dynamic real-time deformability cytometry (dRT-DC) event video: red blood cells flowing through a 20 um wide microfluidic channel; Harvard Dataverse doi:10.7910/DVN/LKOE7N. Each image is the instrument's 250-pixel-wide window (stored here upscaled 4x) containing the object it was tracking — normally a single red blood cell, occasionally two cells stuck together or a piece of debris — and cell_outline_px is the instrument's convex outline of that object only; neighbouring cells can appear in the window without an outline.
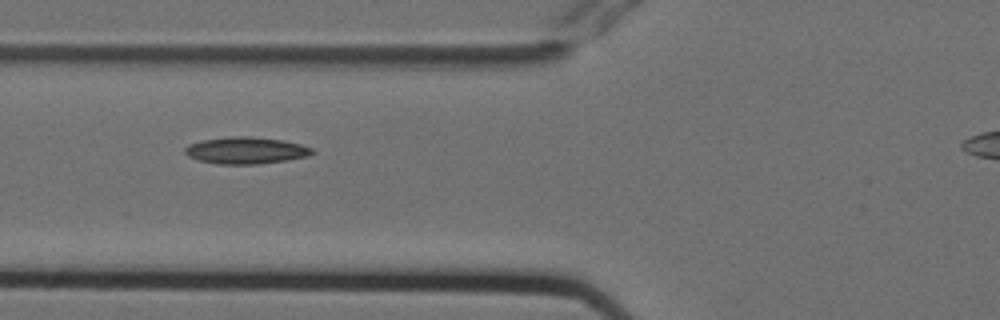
{"species": "Egyptian fruit bat (a non-hibernating species)", "species_latin": "Rousettus aegyptiacus", "temperature_condition": "cold", "stored_images_in_passage": 7, "camera_frame_rate_fps": 3000, "um_per_image_px": 0.085, "animal": {"sex": "female"}, "frame": {"image": 1, "passage_image": 4, "time_ms": 1.0, "image_size_px": [1000, 320], "cell_outline_px": [[316, 152], [308, 156], [288, 160], [256, 164], [216, 164], [200, 160], [188, 156], [184, 152], [184, 148], [188, 144], [204, 140], [228, 136], [248, 136], [284, 140], [300, 144], [312, 148]], "centroid_in_image_um": [20.91, 12.78], "position_along_channel_um": 104.9, "area_um2": 19.94}}
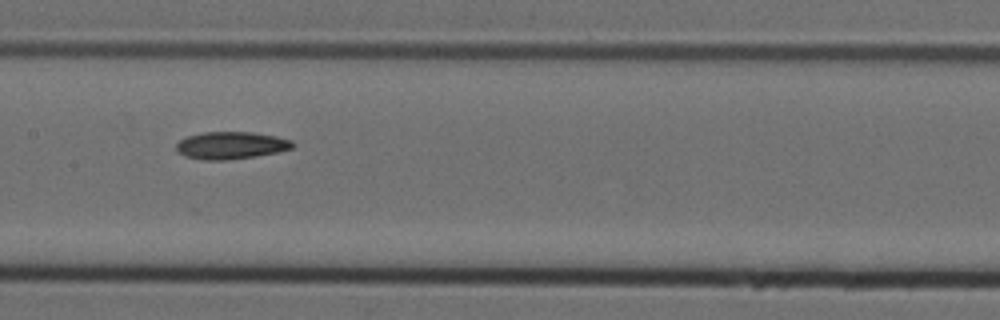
{"frame": {"image": 2, "passage_image": 6, "time_ms": 1.667, "image_size_px": [1000, 320], "cell_outline_px": [[296, 144], [292, 148], [280, 152], [256, 156], [228, 160], [204, 160], [184, 156], [176, 152], [176, 144], [180, 140], [188, 136], [204, 132], [252, 132], [276, 136], [292, 140]], "centroid_in_image_um": [19.65, 12.36], "position_along_channel_um": 187.8, "area_um2": 18.73}}
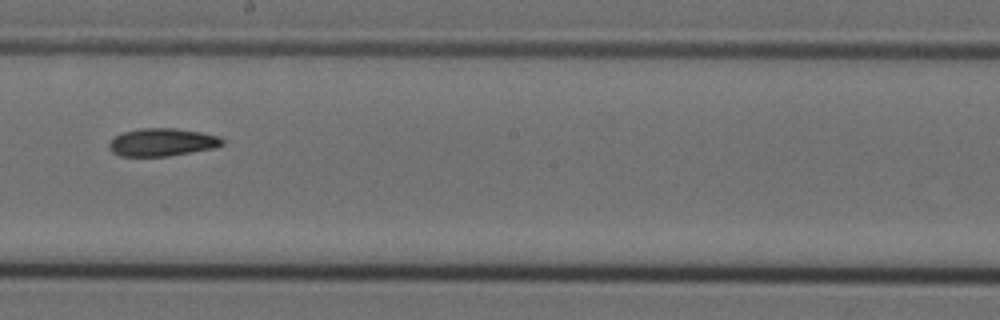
{"frame": {"image": 3, "passage_image": 7, "time_ms": 2.0, "image_size_px": [1000, 320], "cell_outline_px": [[224, 144], [212, 148], [168, 156], [120, 156], [112, 152], [108, 148], [108, 144], [116, 136], [124, 132], [140, 128], [176, 128], [200, 132], [220, 136], [224, 140]], "centroid_in_image_um": [13.78, 12.08], "position_along_channel_um": 234.4, "area_um2": 18.26}}